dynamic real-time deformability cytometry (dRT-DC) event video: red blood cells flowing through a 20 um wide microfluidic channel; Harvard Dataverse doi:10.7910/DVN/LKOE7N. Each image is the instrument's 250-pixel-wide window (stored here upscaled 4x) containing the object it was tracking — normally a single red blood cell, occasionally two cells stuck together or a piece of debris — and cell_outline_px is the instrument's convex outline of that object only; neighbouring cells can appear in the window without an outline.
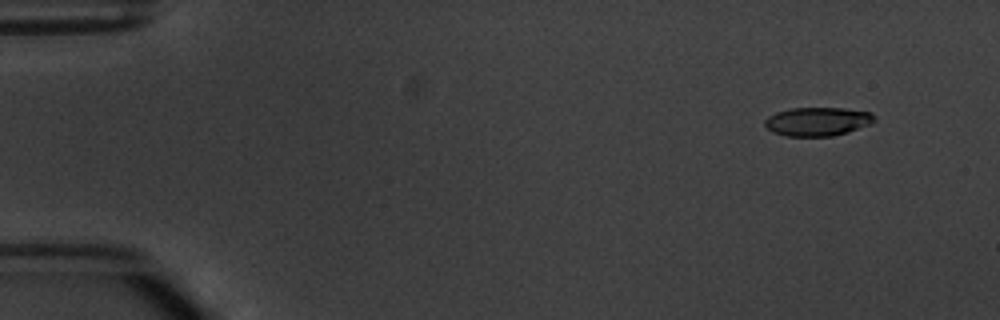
{"species": "common noctule bat (a hibernating species)", "species_latin": "Nyctalus noctula", "temperature_condition": "warm", "stored_images_in_passage": 6, "segment_of_instrument_passage": [1, 2], "camera_frame_rate_fps": 3000, "um_per_image_px": 0.085, "animal": {"sex": "male", "body_mass_g": 20.1, "forearm_length_mm": 53.5}, "frame": {"image": 1, "passage_image": 2, "time_ms": 1.0, "image_size_px": [1000, 320], "cell_outline_px": [[876, 120], [872, 124], [848, 132], [832, 136], [784, 136], [772, 132], [764, 124], [764, 120], [768, 116], [776, 112], [792, 108], [844, 108], [872, 112], [876, 116]], "centroid_in_image_um": [69.52, 10.33], "position_along_channel_um": 15.5, "area_um2": 18.55}}
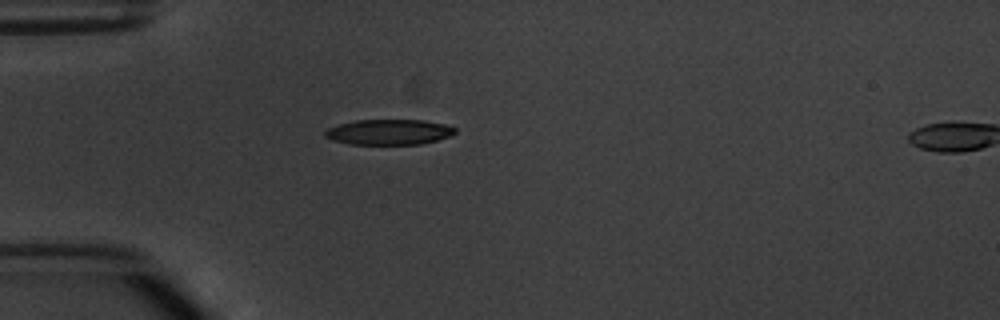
{"frame": {"image": 2, "passage_image": 5, "time_ms": 4.667, "image_size_px": [1000, 320], "cell_outline_px": [[456, 132], [448, 136], [436, 140], [420, 144], [348, 144], [332, 140], [324, 136], [324, 132], [328, 128], [340, 124], [356, 120], [424, 120], [444, 124], [456, 128]], "centroid_in_image_um": [33.04, 11.22], "position_along_channel_um": 52.0, "area_um2": 19.13}}